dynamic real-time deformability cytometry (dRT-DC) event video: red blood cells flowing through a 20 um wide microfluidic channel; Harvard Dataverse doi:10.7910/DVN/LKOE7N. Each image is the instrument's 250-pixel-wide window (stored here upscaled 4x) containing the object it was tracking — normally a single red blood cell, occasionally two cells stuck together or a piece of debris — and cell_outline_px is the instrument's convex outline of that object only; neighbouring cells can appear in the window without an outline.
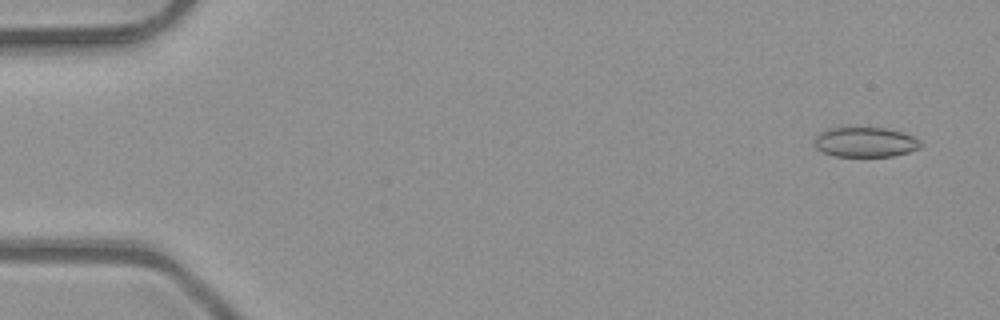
{"species": "common noctule bat (a hibernating species)", "species_latin": "Nyctalus noctula", "temperature_condition": "room temperature", "stored_images_in_passage": 51, "camera_frame_rate_fps": 3000, "um_per_image_px": 0.085, "animal": {"sex": "male", "body_mass_g": 23.1, "forearm_length_mm": 52.7}, "frame": {"image": 1, "passage_image": 3, "time_ms": 0.667, "image_size_px": [1000, 320], "cell_outline_px": [[924, 144], [920, 148], [908, 152], [892, 156], [836, 156], [824, 152], [816, 148], [812, 140], [820, 132], [828, 128], [884, 128], [900, 132], [912, 136], [920, 140]], "centroid_in_image_um": [73.54, 12.08], "position_along_channel_um": 11.5, "area_um2": 18.44}}
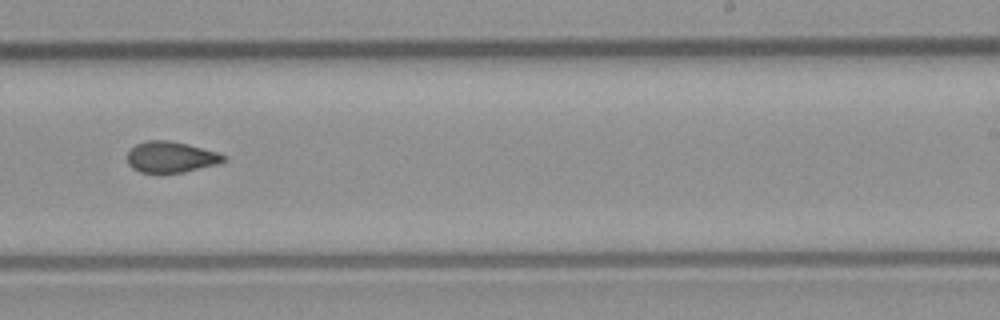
{"frame": {"image": 2, "passage_image": 32, "time_ms": 10.333, "image_size_px": [1000, 320], "cell_outline_px": [[228, 160], [220, 164], [184, 172], [164, 176], [156, 176], [140, 172], [132, 168], [128, 164], [128, 152], [136, 144], [148, 140], [168, 140], [188, 144], [220, 152], [228, 156]], "centroid_in_image_um": [14.57, 13.4], "position_along_channel_um": 274.4, "area_um2": 18.38}}
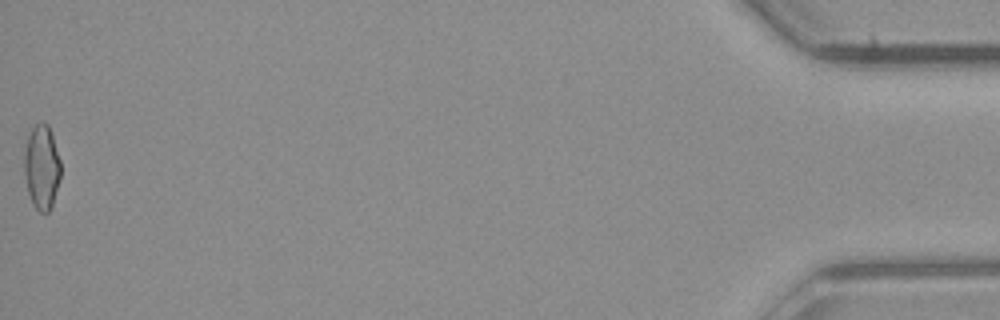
{"frame": {"image": 3, "passage_image": 51, "time_ms": 16.667, "image_size_px": [1000, 320], "cell_outline_px": [[60, 180], [52, 204], [48, 212], [40, 212], [32, 204], [28, 192], [24, 172], [24, 152], [28, 136], [32, 128], [36, 124], [44, 120], [48, 124], [60, 160]], "centroid_in_image_um": [3.54, 14.19], "position_along_channel_um": 431.7, "area_um2": 17.86}, "authors_computed_cell_mechanics": {"area_um2": 17.9758, "velocity_mm_per_s": 4.1109, "shape_relaxation_time_tau1_ms": null, "shape_relaxation_time_tau2_ms": 1.9329, "deformation_change_tau1": null, "deformation_change_tau2": 0.0662}}